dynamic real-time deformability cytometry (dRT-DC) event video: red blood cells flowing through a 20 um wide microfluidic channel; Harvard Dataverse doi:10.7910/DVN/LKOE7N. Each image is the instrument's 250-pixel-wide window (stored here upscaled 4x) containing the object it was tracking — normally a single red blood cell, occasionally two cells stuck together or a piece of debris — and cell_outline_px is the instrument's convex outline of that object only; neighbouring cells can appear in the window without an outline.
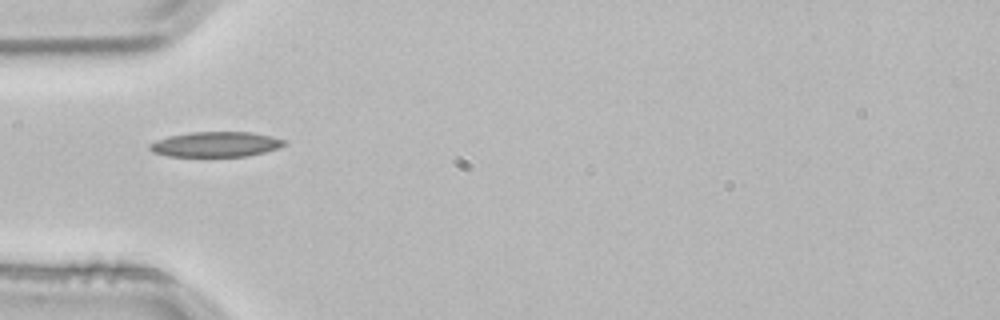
{"species": "common noctule bat (a hibernating species)", "species_latin": "Nyctalus noctula", "temperature_condition": "room temperature", "stored_images_in_passage": 4, "camera_frame_rate_fps": 3000, "um_per_image_px": 0.085, "animal": {"sex": "male", "body_mass_g": 21.5, "forearm_length_mm": 52.0}, "frame": {"image": 1, "passage_image": 4, "time_ms": 1.0, "image_size_px": [1000, 320], "cell_outline_px": [[288, 144], [264, 152], [248, 156], [168, 156], [152, 152], [148, 148], [148, 144], [156, 140], [172, 136], [192, 132], [252, 132], [284, 140]], "centroid_in_image_um": [18.31, 12.27], "position_along_channel_um": 66.7, "area_um2": 19.48}}